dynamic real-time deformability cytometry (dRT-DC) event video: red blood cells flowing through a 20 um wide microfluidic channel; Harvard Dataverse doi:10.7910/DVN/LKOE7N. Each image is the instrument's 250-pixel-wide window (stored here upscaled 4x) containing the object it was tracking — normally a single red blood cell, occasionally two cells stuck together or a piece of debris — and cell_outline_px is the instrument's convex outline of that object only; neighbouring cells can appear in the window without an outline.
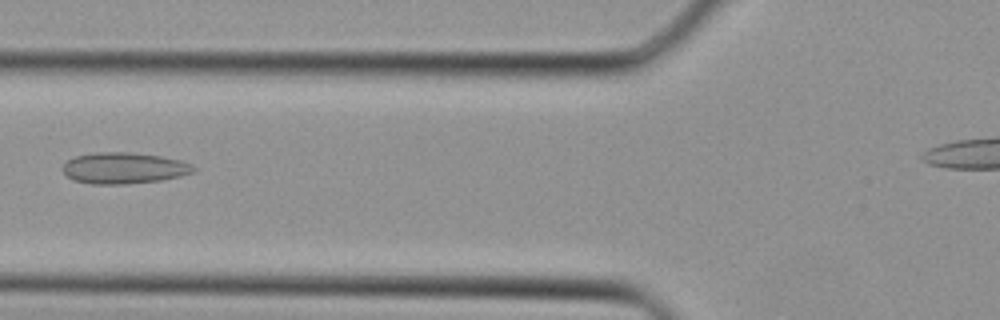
{"species": "Egyptian fruit bat (a non-hibernating species)", "species_latin": "Rousettus aegyptiacus", "temperature_condition": "cold", "stored_images_in_passage": 33, "camera_frame_rate_fps": 3000, "um_per_image_px": 0.085, "animal": {"sex": "female"}, "frame": {"image": 1, "passage_image": 14, "time_ms": 4.333, "image_size_px": [1000, 320], "cell_outline_px": [[196, 172], [180, 176], [160, 180], [124, 184], [92, 184], [72, 180], [64, 172], [64, 164], [68, 160], [76, 156], [96, 152], [128, 152], [160, 156], [180, 160], [192, 164], [196, 168]], "centroid_in_image_um": [10.56, 14.29], "position_along_channel_um": 115.2, "area_um2": 23.7}}
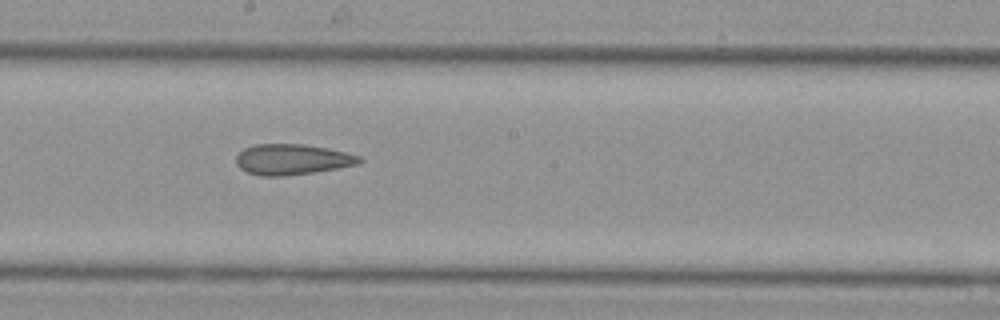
{"frame": {"image": 2, "passage_image": 20, "time_ms": 6.333, "image_size_px": [1000, 320], "cell_outline_px": [[364, 160], [360, 164], [312, 172], [284, 176], [260, 176], [248, 172], [240, 168], [236, 164], [236, 156], [244, 148], [256, 144], [304, 144], [328, 148], [360, 156]], "centroid_in_image_um": [24.83, 13.55], "position_along_channel_um": 223.4, "area_um2": 21.96}}
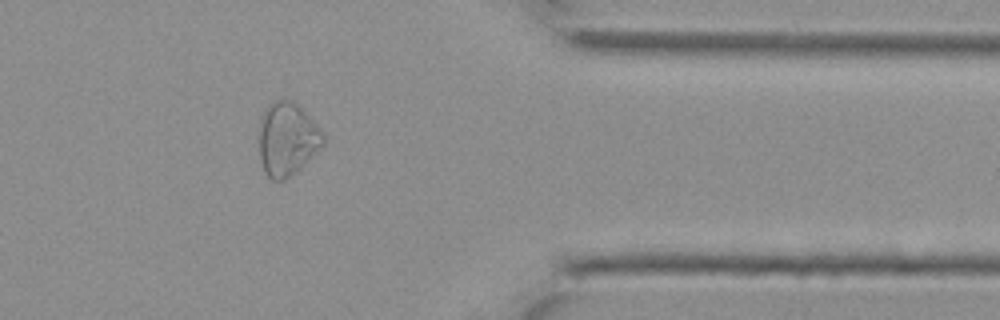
{"frame": {"image": 3, "passage_image": 30, "time_ms": 9.667, "image_size_px": [1000, 320], "cell_outline_px": [[324, 144], [300, 168], [284, 180], [272, 180], [264, 172], [260, 160], [260, 116], [268, 104], [276, 100], [292, 100], [324, 132]], "centroid_in_image_um": [24.4, 11.82], "position_along_channel_um": 387.0, "area_um2": 27.11}}